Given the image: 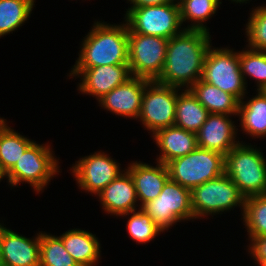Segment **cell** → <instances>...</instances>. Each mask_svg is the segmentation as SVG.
Instances as JSON below:
<instances>
[{
	"label": "cell",
	"instance_id": "e0dca14e",
	"mask_svg": "<svg viewBox=\"0 0 266 266\" xmlns=\"http://www.w3.org/2000/svg\"><path fill=\"white\" fill-rule=\"evenodd\" d=\"M95 197L106 214L119 217L140 209L134 182L125 169ZM138 207V208H137Z\"/></svg>",
	"mask_w": 266,
	"mask_h": 266
},
{
	"label": "cell",
	"instance_id": "484cf974",
	"mask_svg": "<svg viewBox=\"0 0 266 266\" xmlns=\"http://www.w3.org/2000/svg\"><path fill=\"white\" fill-rule=\"evenodd\" d=\"M35 0H0V38L13 34L29 20Z\"/></svg>",
	"mask_w": 266,
	"mask_h": 266
},
{
	"label": "cell",
	"instance_id": "d6a6232c",
	"mask_svg": "<svg viewBox=\"0 0 266 266\" xmlns=\"http://www.w3.org/2000/svg\"><path fill=\"white\" fill-rule=\"evenodd\" d=\"M130 2V7H141L150 5H162L166 3L175 2L177 0H127Z\"/></svg>",
	"mask_w": 266,
	"mask_h": 266
},
{
	"label": "cell",
	"instance_id": "cb8c5ba5",
	"mask_svg": "<svg viewBox=\"0 0 266 266\" xmlns=\"http://www.w3.org/2000/svg\"><path fill=\"white\" fill-rule=\"evenodd\" d=\"M222 0H178L180 7V20L184 29L204 30L209 32V27L205 24L215 15ZM184 22L190 23L185 26Z\"/></svg>",
	"mask_w": 266,
	"mask_h": 266
},
{
	"label": "cell",
	"instance_id": "4fadbf2b",
	"mask_svg": "<svg viewBox=\"0 0 266 266\" xmlns=\"http://www.w3.org/2000/svg\"><path fill=\"white\" fill-rule=\"evenodd\" d=\"M67 76L79 78L78 93L95 97L98 101L111 90L132 77L128 64L102 65L85 70H71Z\"/></svg>",
	"mask_w": 266,
	"mask_h": 266
},
{
	"label": "cell",
	"instance_id": "836d02e7",
	"mask_svg": "<svg viewBox=\"0 0 266 266\" xmlns=\"http://www.w3.org/2000/svg\"><path fill=\"white\" fill-rule=\"evenodd\" d=\"M0 266H3L2 246H1V223H0Z\"/></svg>",
	"mask_w": 266,
	"mask_h": 266
},
{
	"label": "cell",
	"instance_id": "2e32d148",
	"mask_svg": "<svg viewBox=\"0 0 266 266\" xmlns=\"http://www.w3.org/2000/svg\"><path fill=\"white\" fill-rule=\"evenodd\" d=\"M5 226L1 222L3 266H39L40 231L30 239Z\"/></svg>",
	"mask_w": 266,
	"mask_h": 266
},
{
	"label": "cell",
	"instance_id": "9a60e30c",
	"mask_svg": "<svg viewBox=\"0 0 266 266\" xmlns=\"http://www.w3.org/2000/svg\"><path fill=\"white\" fill-rule=\"evenodd\" d=\"M228 114L210 113L197 134L199 148L215 151L225 156L239 141L238 125ZM237 125V126H236ZM238 138V139H236Z\"/></svg>",
	"mask_w": 266,
	"mask_h": 266
},
{
	"label": "cell",
	"instance_id": "f546056e",
	"mask_svg": "<svg viewBox=\"0 0 266 266\" xmlns=\"http://www.w3.org/2000/svg\"><path fill=\"white\" fill-rule=\"evenodd\" d=\"M242 219L248 237L266 235V195L246 198Z\"/></svg>",
	"mask_w": 266,
	"mask_h": 266
},
{
	"label": "cell",
	"instance_id": "4dcf8cb0",
	"mask_svg": "<svg viewBox=\"0 0 266 266\" xmlns=\"http://www.w3.org/2000/svg\"><path fill=\"white\" fill-rule=\"evenodd\" d=\"M245 25L248 48L266 51V7L262 4L252 8Z\"/></svg>",
	"mask_w": 266,
	"mask_h": 266
},
{
	"label": "cell",
	"instance_id": "ba28073f",
	"mask_svg": "<svg viewBox=\"0 0 266 266\" xmlns=\"http://www.w3.org/2000/svg\"><path fill=\"white\" fill-rule=\"evenodd\" d=\"M211 45L205 60L201 79L232 94L239 101L246 99L248 88L240 71L239 50Z\"/></svg>",
	"mask_w": 266,
	"mask_h": 266
},
{
	"label": "cell",
	"instance_id": "d4e9b609",
	"mask_svg": "<svg viewBox=\"0 0 266 266\" xmlns=\"http://www.w3.org/2000/svg\"><path fill=\"white\" fill-rule=\"evenodd\" d=\"M6 120L0 127V166L7 174L34 141L11 128Z\"/></svg>",
	"mask_w": 266,
	"mask_h": 266
},
{
	"label": "cell",
	"instance_id": "603a6c76",
	"mask_svg": "<svg viewBox=\"0 0 266 266\" xmlns=\"http://www.w3.org/2000/svg\"><path fill=\"white\" fill-rule=\"evenodd\" d=\"M209 111L188 90L177 96L174 125L186 131L197 133L207 120Z\"/></svg>",
	"mask_w": 266,
	"mask_h": 266
},
{
	"label": "cell",
	"instance_id": "30bf717a",
	"mask_svg": "<svg viewBox=\"0 0 266 266\" xmlns=\"http://www.w3.org/2000/svg\"><path fill=\"white\" fill-rule=\"evenodd\" d=\"M182 90L155 80L145 86L137 120L151 136L162 128L174 126L177 96Z\"/></svg>",
	"mask_w": 266,
	"mask_h": 266
},
{
	"label": "cell",
	"instance_id": "f1b7e54d",
	"mask_svg": "<svg viewBox=\"0 0 266 266\" xmlns=\"http://www.w3.org/2000/svg\"><path fill=\"white\" fill-rule=\"evenodd\" d=\"M127 217L126 229L129 238L138 244H146L158 237L163 231L151 221V218L141 208L129 213L120 215L119 217Z\"/></svg>",
	"mask_w": 266,
	"mask_h": 266
},
{
	"label": "cell",
	"instance_id": "7c38bea8",
	"mask_svg": "<svg viewBox=\"0 0 266 266\" xmlns=\"http://www.w3.org/2000/svg\"><path fill=\"white\" fill-rule=\"evenodd\" d=\"M105 152H92L79 158L70 168L79 189L92 196L97 195L124 171L121 164Z\"/></svg>",
	"mask_w": 266,
	"mask_h": 266
},
{
	"label": "cell",
	"instance_id": "4316f807",
	"mask_svg": "<svg viewBox=\"0 0 266 266\" xmlns=\"http://www.w3.org/2000/svg\"><path fill=\"white\" fill-rule=\"evenodd\" d=\"M240 71L246 86L247 78L255 80L257 91H266V51L243 48L239 51Z\"/></svg>",
	"mask_w": 266,
	"mask_h": 266
},
{
	"label": "cell",
	"instance_id": "44dd1931",
	"mask_svg": "<svg viewBox=\"0 0 266 266\" xmlns=\"http://www.w3.org/2000/svg\"><path fill=\"white\" fill-rule=\"evenodd\" d=\"M248 100L239 102L238 117L242 131L252 139L266 137V91H257Z\"/></svg>",
	"mask_w": 266,
	"mask_h": 266
},
{
	"label": "cell",
	"instance_id": "e575fe53",
	"mask_svg": "<svg viewBox=\"0 0 266 266\" xmlns=\"http://www.w3.org/2000/svg\"><path fill=\"white\" fill-rule=\"evenodd\" d=\"M231 2H235V3H239V4H246L248 2H250L251 0H230Z\"/></svg>",
	"mask_w": 266,
	"mask_h": 266
},
{
	"label": "cell",
	"instance_id": "9c48e42d",
	"mask_svg": "<svg viewBox=\"0 0 266 266\" xmlns=\"http://www.w3.org/2000/svg\"><path fill=\"white\" fill-rule=\"evenodd\" d=\"M141 209L163 232L178 222L194 221L191 190L170 179L164 184L159 196L145 203Z\"/></svg>",
	"mask_w": 266,
	"mask_h": 266
},
{
	"label": "cell",
	"instance_id": "ffe728a7",
	"mask_svg": "<svg viewBox=\"0 0 266 266\" xmlns=\"http://www.w3.org/2000/svg\"><path fill=\"white\" fill-rule=\"evenodd\" d=\"M59 237L79 266H97L98 262H101V244L96 234L74 228L60 234Z\"/></svg>",
	"mask_w": 266,
	"mask_h": 266
},
{
	"label": "cell",
	"instance_id": "52a82bcc",
	"mask_svg": "<svg viewBox=\"0 0 266 266\" xmlns=\"http://www.w3.org/2000/svg\"><path fill=\"white\" fill-rule=\"evenodd\" d=\"M225 156L197 147L189 154L166 163L169 179L192 190L225 173Z\"/></svg>",
	"mask_w": 266,
	"mask_h": 266
},
{
	"label": "cell",
	"instance_id": "7a4b0ae2",
	"mask_svg": "<svg viewBox=\"0 0 266 266\" xmlns=\"http://www.w3.org/2000/svg\"><path fill=\"white\" fill-rule=\"evenodd\" d=\"M83 37L78 58L71 70L102 65L128 64V26L126 22L109 24L95 20Z\"/></svg>",
	"mask_w": 266,
	"mask_h": 266
},
{
	"label": "cell",
	"instance_id": "7402d4cb",
	"mask_svg": "<svg viewBox=\"0 0 266 266\" xmlns=\"http://www.w3.org/2000/svg\"><path fill=\"white\" fill-rule=\"evenodd\" d=\"M193 96L213 114H228L238 117L239 100L202 79L188 89Z\"/></svg>",
	"mask_w": 266,
	"mask_h": 266
},
{
	"label": "cell",
	"instance_id": "6da1fadb",
	"mask_svg": "<svg viewBox=\"0 0 266 266\" xmlns=\"http://www.w3.org/2000/svg\"><path fill=\"white\" fill-rule=\"evenodd\" d=\"M211 36L204 30L184 29L169 39L164 68L155 81L189 89L202 77L204 60L212 45Z\"/></svg>",
	"mask_w": 266,
	"mask_h": 266
},
{
	"label": "cell",
	"instance_id": "3957f363",
	"mask_svg": "<svg viewBox=\"0 0 266 266\" xmlns=\"http://www.w3.org/2000/svg\"><path fill=\"white\" fill-rule=\"evenodd\" d=\"M224 165L245 198L266 195V157L260 148L242 140L225 155Z\"/></svg>",
	"mask_w": 266,
	"mask_h": 266
},
{
	"label": "cell",
	"instance_id": "277c9868",
	"mask_svg": "<svg viewBox=\"0 0 266 266\" xmlns=\"http://www.w3.org/2000/svg\"><path fill=\"white\" fill-rule=\"evenodd\" d=\"M55 157L49 143L38 144L33 141L6 174L8 184L14 188L26 183L33 187L35 194L44 192L51 180L61 173L60 159Z\"/></svg>",
	"mask_w": 266,
	"mask_h": 266
},
{
	"label": "cell",
	"instance_id": "5bb4252c",
	"mask_svg": "<svg viewBox=\"0 0 266 266\" xmlns=\"http://www.w3.org/2000/svg\"><path fill=\"white\" fill-rule=\"evenodd\" d=\"M151 80L132 76L98 100L100 107L117 116L138 119L145 86Z\"/></svg>",
	"mask_w": 266,
	"mask_h": 266
},
{
	"label": "cell",
	"instance_id": "d6986e66",
	"mask_svg": "<svg viewBox=\"0 0 266 266\" xmlns=\"http://www.w3.org/2000/svg\"><path fill=\"white\" fill-rule=\"evenodd\" d=\"M151 138L161 151L155 160L163 164L183 157L198 147L196 133L175 125L156 131Z\"/></svg>",
	"mask_w": 266,
	"mask_h": 266
},
{
	"label": "cell",
	"instance_id": "8992f818",
	"mask_svg": "<svg viewBox=\"0 0 266 266\" xmlns=\"http://www.w3.org/2000/svg\"><path fill=\"white\" fill-rule=\"evenodd\" d=\"M126 10L124 22L128 33L171 39L184 30L178 0L162 5L128 7Z\"/></svg>",
	"mask_w": 266,
	"mask_h": 266
},
{
	"label": "cell",
	"instance_id": "5b68a950",
	"mask_svg": "<svg viewBox=\"0 0 266 266\" xmlns=\"http://www.w3.org/2000/svg\"><path fill=\"white\" fill-rule=\"evenodd\" d=\"M245 199L232 179L224 173L191 190L194 219L222 215L235 207H240L243 216Z\"/></svg>",
	"mask_w": 266,
	"mask_h": 266
},
{
	"label": "cell",
	"instance_id": "ac0fdd59",
	"mask_svg": "<svg viewBox=\"0 0 266 266\" xmlns=\"http://www.w3.org/2000/svg\"><path fill=\"white\" fill-rule=\"evenodd\" d=\"M156 166L142 161H132L125 169L134 182L140 207L159 196L169 173L166 164L156 161ZM141 202V203H140Z\"/></svg>",
	"mask_w": 266,
	"mask_h": 266
},
{
	"label": "cell",
	"instance_id": "d590c367",
	"mask_svg": "<svg viewBox=\"0 0 266 266\" xmlns=\"http://www.w3.org/2000/svg\"><path fill=\"white\" fill-rule=\"evenodd\" d=\"M6 179V173L2 170L1 166H0V182L1 180L3 181V179Z\"/></svg>",
	"mask_w": 266,
	"mask_h": 266
},
{
	"label": "cell",
	"instance_id": "1f68e13d",
	"mask_svg": "<svg viewBox=\"0 0 266 266\" xmlns=\"http://www.w3.org/2000/svg\"><path fill=\"white\" fill-rule=\"evenodd\" d=\"M250 242L247 247L248 254L256 261L258 266H266V235L259 237H248Z\"/></svg>",
	"mask_w": 266,
	"mask_h": 266
},
{
	"label": "cell",
	"instance_id": "8fae6325",
	"mask_svg": "<svg viewBox=\"0 0 266 266\" xmlns=\"http://www.w3.org/2000/svg\"><path fill=\"white\" fill-rule=\"evenodd\" d=\"M169 39L128 33V65L132 76L156 80L163 71Z\"/></svg>",
	"mask_w": 266,
	"mask_h": 266
},
{
	"label": "cell",
	"instance_id": "8d00e7d4",
	"mask_svg": "<svg viewBox=\"0 0 266 266\" xmlns=\"http://www.w3.org/2000/svg\"><path fill=\"white\" fill-rule=\"evenodd\" d=\"M6 121V119L3 117H0V127L2 126V124Z\"/></svg>",
	"mask_w": 266,
	"mask_h": 266
},
{
	"label": "cell",
	"instance_id": "83f0119b",
	"mask_svg": "<svg viewBox=\"0 0 266 266\" xmlns=\"http://www.w3.org/2000/svg\"><path fill=\"white\" fill-rule=\"evenodd\" d=\"M39 266H79V264L67 252L59 236L40 231Z\"/></svg>",
	"mask_w": 266,
	"mask_h": 266
}]
</instances>
